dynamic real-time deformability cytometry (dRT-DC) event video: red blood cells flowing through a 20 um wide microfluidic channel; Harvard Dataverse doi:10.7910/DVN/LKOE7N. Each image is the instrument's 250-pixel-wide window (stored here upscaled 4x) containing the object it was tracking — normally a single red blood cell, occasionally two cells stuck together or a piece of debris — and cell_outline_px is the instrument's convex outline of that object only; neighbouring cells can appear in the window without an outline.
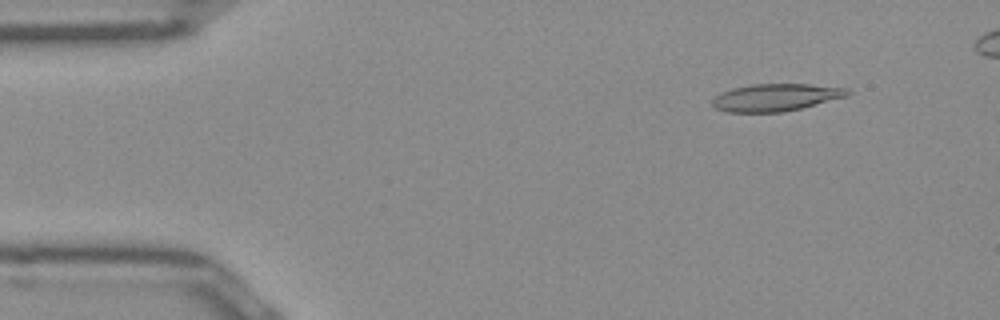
{"species": "Egyptian fruit bat (a non-hibernating species)", "species_latin": "Rousettus aegyptiacus", "temperature_condition": "room temperature", "stored_images_in_passage": 44, "camera_frame_rate_fps": 3000, "um_per_image_px": 0.085, "frame": {"image": 1, "passage_image": 2, "time_ms": 0.333, "image_size_px": [1000, 320], "cell_outline_px": [[852, 92], [844, 96], [800, 108], [784, 112], [728, 112], [716, 108], [712, 104], [712, 100], [716, 96], [732, 88], [752, 84], [808, 84], [848, 88]], "centroid_in_image_um": [65.92, 8.27], "position_along_channel_um": 19.1, "area_um2": 21.15}}
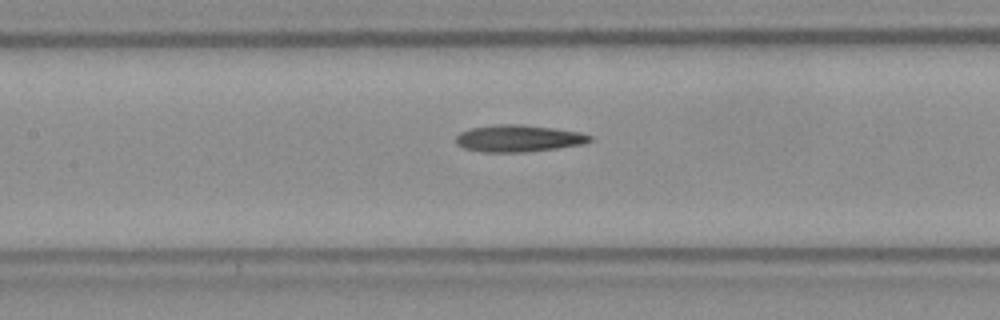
{"frame": {"image": 2, "passage_image": 19, "time_ms": 6.0, "image_size_px": [1000, 320], "cell_outline_px": [[592, 140], [584, 144], [556, 148], [524, 152], [480, 152], [464, 148], [456, 144], [456, 136], [460, 132], [472, 128], [496, 124], [520, 124], [552, 128], [580, 132], [592, 136]], "centroid_in_image_um": [44.05, 11.76], "position_along_channel_um": 163.3, "area_um2": 20.98}}
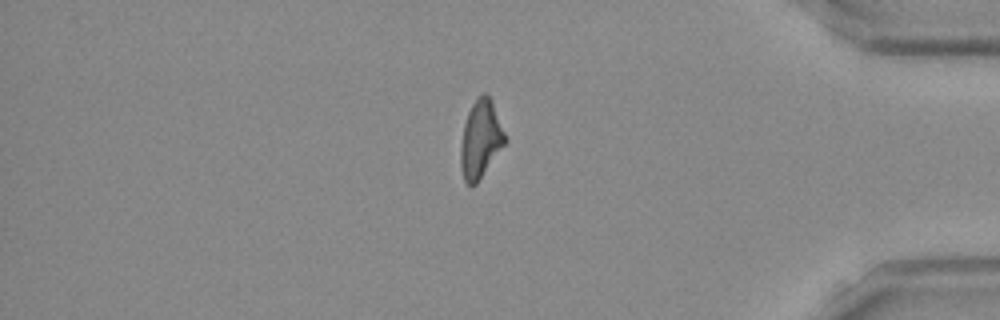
{"frame": {"image": 3, "passage_image": 39, "time_ms": 12.667, "image_size_px": [1000, 320], "cell_outline_px": [[508, 140], [476, 184], [472, 188], [464, 180], [460, 168], [460, 144], [464, 124], [468, 112], [472, 104], [484, 92], [492, 100]], "centroid_in_image_um": [40.85, 11.86], "position_along_channel_um": 394.4, "area_um2": 20.17}}